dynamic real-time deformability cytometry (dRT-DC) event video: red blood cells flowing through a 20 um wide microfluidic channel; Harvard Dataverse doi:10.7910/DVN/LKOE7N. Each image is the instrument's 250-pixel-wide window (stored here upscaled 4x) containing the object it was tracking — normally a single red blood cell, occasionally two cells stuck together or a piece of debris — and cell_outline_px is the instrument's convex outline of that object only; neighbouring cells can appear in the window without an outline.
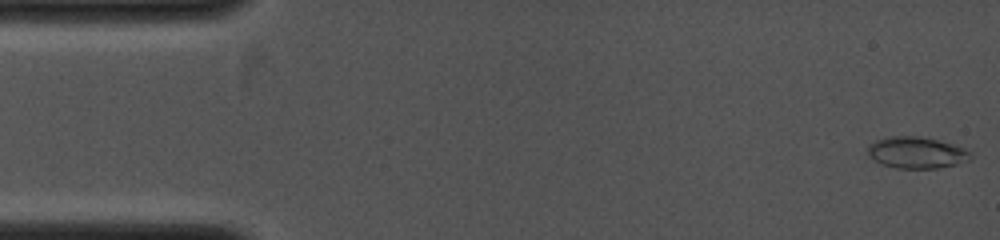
{"species": "common noctule bat (a hibernating species)", "species_latin": "Nyctalus noctula", "temperature_condition": "cold", "stored_images_in_passage": 57, "camera_frame_rate_fps": 4000, "um_per_image_px": 0.085, "animal": {"sex": "female", "body_mass_g": 19.0, "forearm_length_mm": 53.3}, "frame": {"image": 1, "passage_image": 1, "time_ms": 0.0, "image_size_px": [1000, 240], "cell_outline_px": [[972, 156], [968, 160], [956, 164], [940, 168], [896, 168], [880, 164], [868, 156], [868, 144], [876, 140], [892, 136], [920, 136], [952, 144], [964, 148], [972, 152]], "centroid_in_image_um": [77.89, 12.97], "position_along_channel_um": 7.1, "area_um2": 18.9}}
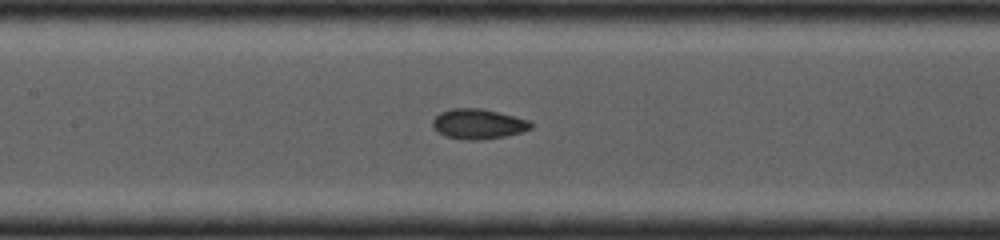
{"frame": {"image": 2, "passage_image": 26, "time_ms": 5.75, "image_size_px": [1000, 240], "cell_outline_px": [[536, 124], [532, 128], [524, 132], [484, 140], [464, 140], [444, 136], [436, 132], [432, 128], [432, 120], [440, 112], [456, 108], [476, 108], [496, 112], [528, 120]], "centroid_in_image_um": [40.64, 10.56], "position_along_channel_um": 166.8, "area_um2": 17.34}}
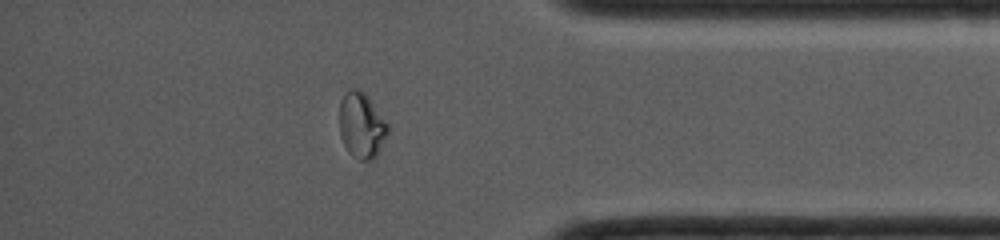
{"frame": {"image": 3, "passage_image": 49, "time_ms": 10.75, "image_size_px": [1000, 240], "cell_outline_px": [[388, 132], [376, 156], [372, 160], [360, 160], [352, 156], [348, 152], [340, 136], [340, 104], [344, 96], [352, 88], [356, 88], [364, 92], [368, 96], [388, 124]], "centroid_in_image_um": [30.73, 10.67], "position_along_channel_um": 404.5, "area_um2": 18.26}}